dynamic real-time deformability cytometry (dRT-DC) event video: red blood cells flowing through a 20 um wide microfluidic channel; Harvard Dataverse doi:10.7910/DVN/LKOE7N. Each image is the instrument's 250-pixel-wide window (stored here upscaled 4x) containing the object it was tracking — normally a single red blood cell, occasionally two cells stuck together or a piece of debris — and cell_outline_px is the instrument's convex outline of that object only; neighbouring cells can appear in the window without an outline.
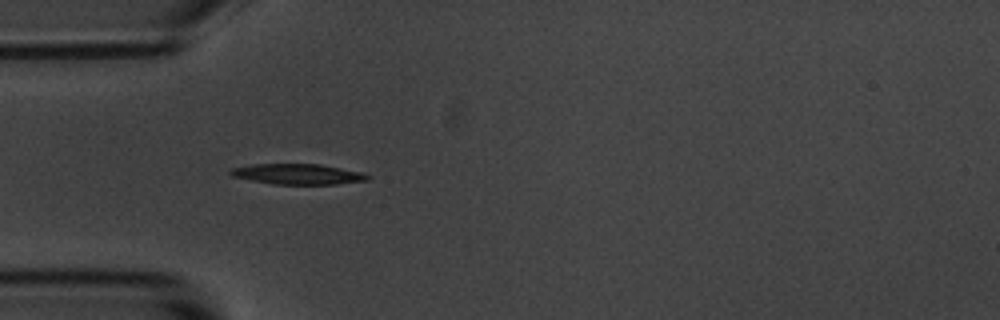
{"species": "common noctule bat (a hibernating species)", "species_latin": "Nyctalus noctula", "temperature_condition": "room temperature", "stored_images_in_passage": 40, "camera_frame_rate_fps": 3000, "um_per_image_px": 0.085, "animal": {"sex": "male", "body_mass_g": 20.1, "forearm_length_mm": 53.5}, "frame": {"image": 1, "passage_image": 1, "time_ms": 0.0, "image_size_px": [1000, 320], "cell_outline_px": [[372, 176], [368, 180], [336, 184], [272, 184], [232, 176], [228, 172], [228, 168], [252, 164], [320, 164], [364, 172]], "centroid_in_image_um": [25.32, 14.79], "position_along_channel_um": 59.7, "area_um2": 16.53}}
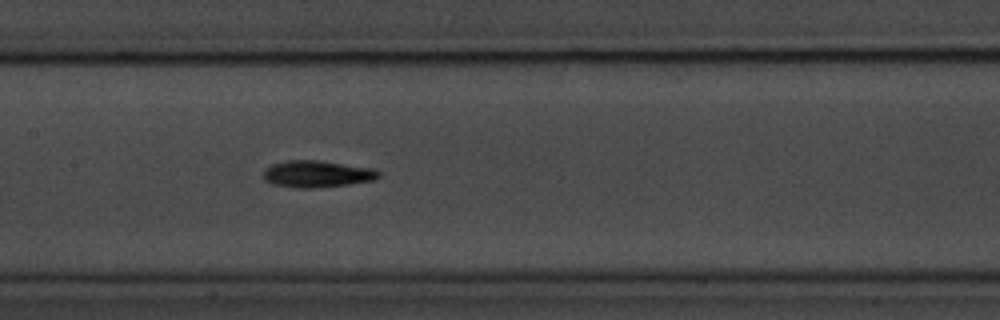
{"frame": {"image": 2, "passage_image": 11, "time_ms": 3.333, "image_size_px": [1000, 320], "cell_outline_px": [[380, 176], [372, 180], [348, 184], [312, 188], [296, 188], [272, 184], [264, 180], [264, 168], [272, 164], [288, 160], [316, 160], [372, 168], [380, 172]], "centroid_in_image_um": [26.9, 14.79], "position_along_channel_um": 180.5, "area_um2": 17.86}}
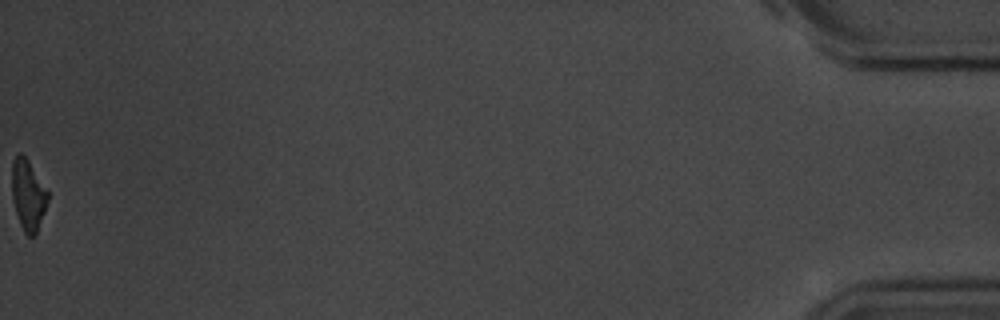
{"frame": {"image": 3, "passage_image": 40, "time_ms": 13.0, "image_size_px": [1000, 320], "cell_outline_px": [[48, 200], [36, 236], [28, 236], [24, 232], [20, 224], [12, 200], [12, 160], [20, 152], [28, 160], [48, 188]], "centroid_in_image_um": [2.4, 16.57], "position_along_channel_um": 432.8, "area_um2": 14.97}, "authors_computed_cell_mechanics": {"area_um2": 16.5308, "velocity_mm_per_s": 3.6668, "shape_relaxation_time_tau1_ms": 2.0552, "shape_relaxation_time_tau2_ms": null, "deformation_change_tau1": 0.1311, "deformation_change_tau2": null}}